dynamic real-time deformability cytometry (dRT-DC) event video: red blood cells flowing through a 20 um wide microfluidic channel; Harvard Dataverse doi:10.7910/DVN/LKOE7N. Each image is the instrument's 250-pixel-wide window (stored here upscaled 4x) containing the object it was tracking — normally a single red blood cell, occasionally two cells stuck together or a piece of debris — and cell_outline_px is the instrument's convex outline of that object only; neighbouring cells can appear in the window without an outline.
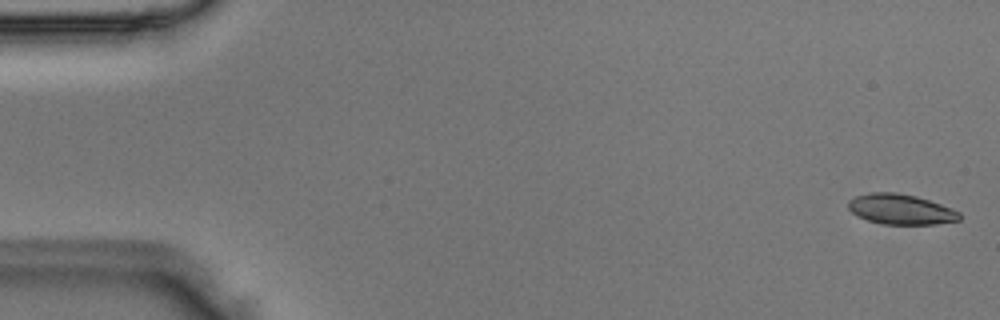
{"species": "Egyptian fruit bat (a non-hibernating species)", "species_latin": "Rousettus aegyptiacus", "temperature_condition": "room temperature", "stored_images_in_passage": 4, "camera_frame_rate_fps": 3000, "um_per_image_px": 0.085, "animal": {"sex": "male"}, "frame": {"image": 1, "passage_image": 1, "time_ms": 0.0, "image_size_px": [1000, 320], "cell_outline_px": [[960, 220], [936, 224], [884, 224], [868, 220], [856, 216], [848, 208], [848, 200], [856, 196], [868, 192], [896, 192], [916, 196], [940, 204], [960, 212]], "centroid_in_image_um": [76.53, 17.78], "position_along_channel_um": 8.5, "area_um2": 19.59}}
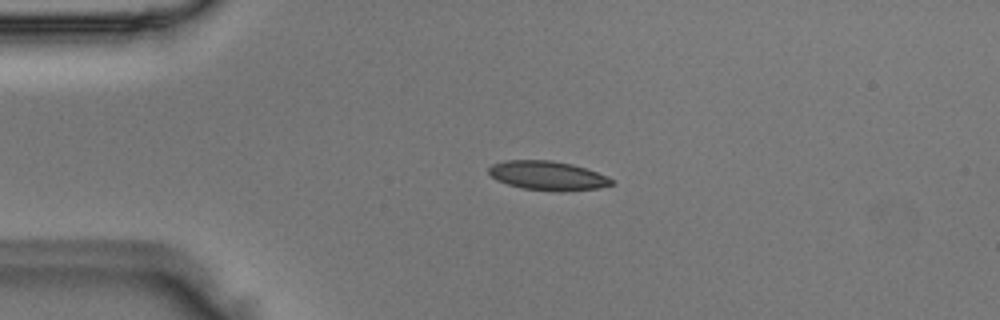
{"frame": {"image": 2, "passage_image": 4, "time_ms": 1.0, "image_size_px": [1000, 320], "cell_outline_px": [[612, 184], [600, 188], [564, 192], [560, 192], [524, 188], [508, 184], [496, 180], [488, 172], [488, 168], [492, 164], [504, 160], [552, 160], [572, 164], [608, 176], [612, 180]], "centroid_in_image_um": [46.54, 14.93], "position_along_channel_um": 38.5, "area_um2": 20.87}}